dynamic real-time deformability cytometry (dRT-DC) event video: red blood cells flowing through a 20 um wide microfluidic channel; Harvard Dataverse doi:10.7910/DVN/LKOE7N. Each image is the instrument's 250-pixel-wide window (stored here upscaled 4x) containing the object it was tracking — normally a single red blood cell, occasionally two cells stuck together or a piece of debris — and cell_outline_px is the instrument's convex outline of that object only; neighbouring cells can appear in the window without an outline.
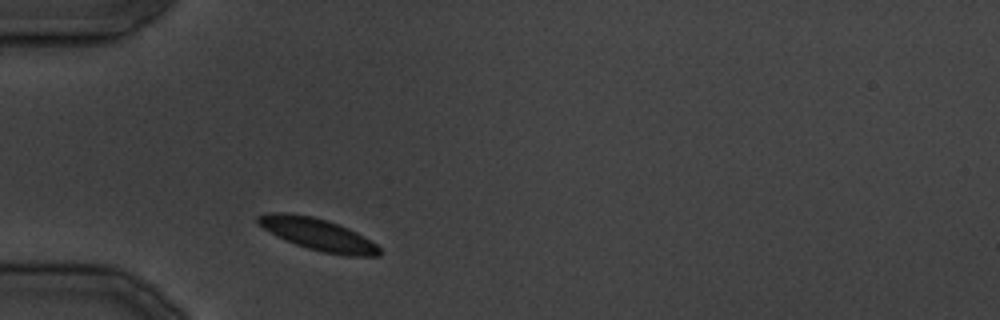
{"species": "common noctule bat (a hibernating species)", "species_latin": "Nyctalus noctula", "temperature_condition": "cold", "stored_images_in_passage": 17, "camera_frame_rate_fps": 3000, "um_per_image_px": 0.085, "animal": {"sex": "male", "body_mass_g": 19.5, "forearm_length_mm": 54.6}, "frame": {"image": 1, "passage_image": 1, "time_ms": 0.0, "image_size_px": [1000, 320], "cell_outline_px": [[380, 256], [348, 256], [324, 252], [308, 248], [296, 244], [276, 236], [264, 228], [256, 220], [256, 216], [268, 212], [288, 212], [312, 216], [348, 228], [356, 232], [376, 244], [380, 248]], "centroid_in_image_um": [27.0, 19.91], "position_along_channel_um": 58.0, "area_um2": 22.37}}
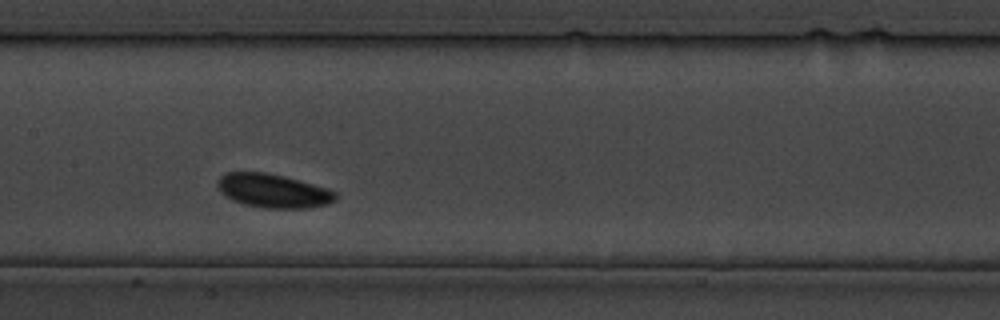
{"frame": {"image": 2, "passage_image": 8, "time_ms": 9.0, "image_size_px": [1000, 320], "cell_outline_px": [[336, 200], [328, 204], [308, 208], [264, 208], [244, 204], [232, 200], [224, 196], [220, 192], [216, 184], [216, 180], [224, 172], [264, 172], [284, 176], [300, 180], [328, 188], [336, 192]], "centroid_in_image_um": [23.19, 16.21], "position_along_channel_um": 184.2, "area_um2": 23.52}}
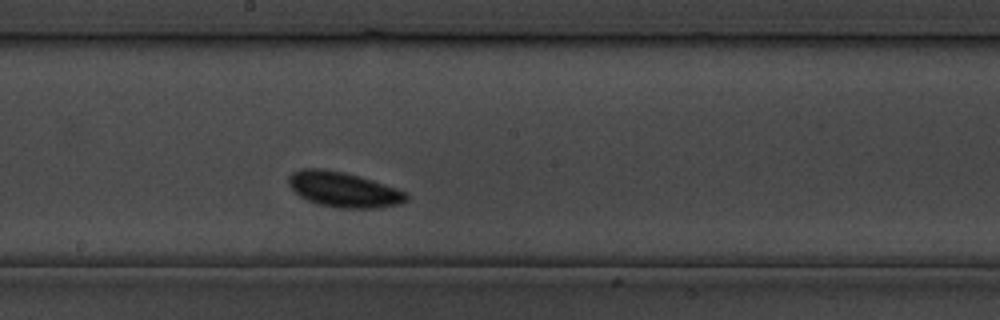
{"frame": {"image": 3, "passage_image": 10, "time_ms": 11.333, "image_size_px": [1000, 320], "cell_outline_px": [[408, 200], [400, 204], [380, 208], [340, 208], [316, 204], [300, 196], [288, 184], [288, 176], [292, 172], [300, 168], [324, 168], [344, 172], [372, 180], [396, 188], [404, 192], [408, 196]], "centroid_in_image_um": [29.18, 16.11], "position_along_channel_um": 219.0, "area_um2": 24.22}}